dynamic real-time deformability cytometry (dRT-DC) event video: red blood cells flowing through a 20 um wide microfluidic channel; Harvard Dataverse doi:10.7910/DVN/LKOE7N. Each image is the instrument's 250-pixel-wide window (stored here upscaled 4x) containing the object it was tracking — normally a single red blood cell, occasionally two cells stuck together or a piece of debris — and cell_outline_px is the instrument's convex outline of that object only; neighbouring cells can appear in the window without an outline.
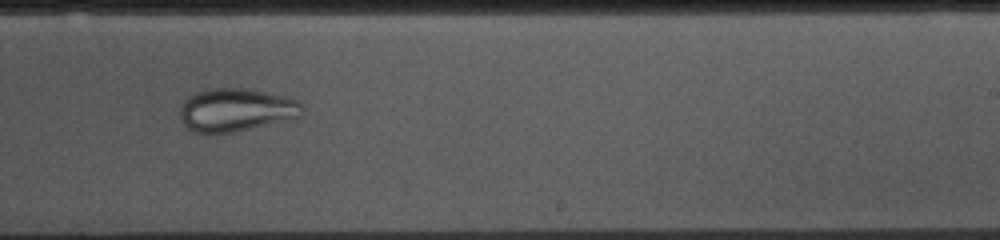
{"species": "common noctule bat (a hibernating species)", "species_latin": "Nyctalus noctula", "temperature_condition": "cold", "stored_images_in_passage": 54, "camera_frame_rate_fps": 3000, "um_per_image_px": 0.085, "animal": {"sex": "female", "body_mass_g": 10.0, "forearm_length_mm": 53.1}, "frame": {"image": 1, "passage_image": 31, "time_ms": 10.0, "image_size_px": [1000, 240], "cell_outline_px": [[304, 116], [232, 132], [192, 132], [184, 124], [180, 116], [180, 108], [184, 100], [188, 96], [196, 92], [208, 88], [244, 88], [284, 96], [300, 100], [304, 108]], "centroid_in_image_um": [20.08, 9.32], "position_along_channel_um": 268.9, "area_um2": 30.63}}
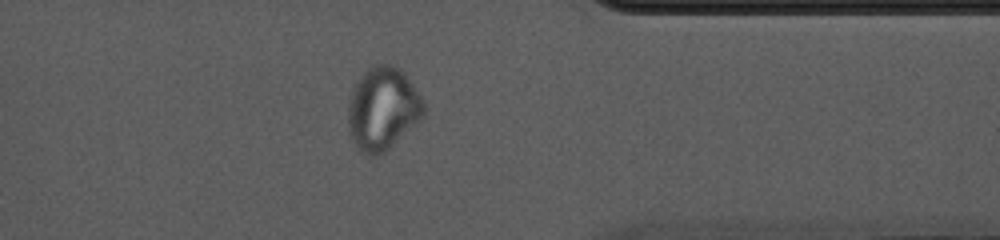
{"frame": {"image": 2, "passage_image": 41, "time_ms": 13.333, "image_size_px": [1000, 240], "cell_outline_px": [[424, 116], [420, 120], [384, 152], [376, 156], [372, 156], [360, 152], [352, 140], [348, 128], [348, 108], [352, 92], [356, 80], [364, 72], [376, 64], [392, 64], [400, 68], [404, 72], [420, 96], [424, 104]], "centroid_in_image_um": [32.52, 9.24], "position_along_channel_um": 378.9, "area_um2": 36.36}}
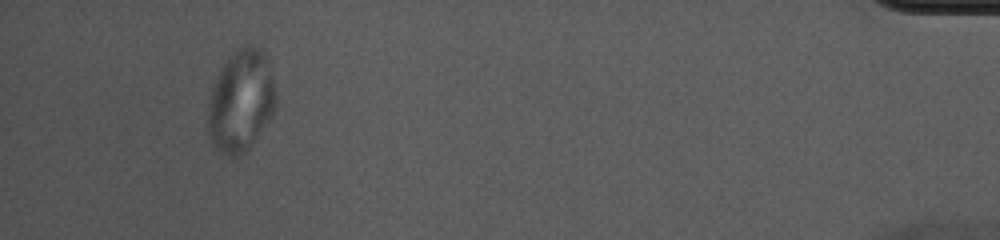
{"frame": {"image": 3, "passage_image": 49, "time_ms": 16.0, "image_size_px": [1000, 240], "cell_outline_px": [[276, 104], [272, 112], [252, 144], [240, 156], [228, 156], [220, 152], [216, 148], [208, 136], [208, 108], [212, 88], [216, 76], [228, 56], [236, 48], [244, 44], [252, 44], [264, 48], [268, 56], [276, 92]], "centroid_in_image_um": [20.48, 8.5], "position_along_channel_um": 414.7, "area_um2": 40.69}}